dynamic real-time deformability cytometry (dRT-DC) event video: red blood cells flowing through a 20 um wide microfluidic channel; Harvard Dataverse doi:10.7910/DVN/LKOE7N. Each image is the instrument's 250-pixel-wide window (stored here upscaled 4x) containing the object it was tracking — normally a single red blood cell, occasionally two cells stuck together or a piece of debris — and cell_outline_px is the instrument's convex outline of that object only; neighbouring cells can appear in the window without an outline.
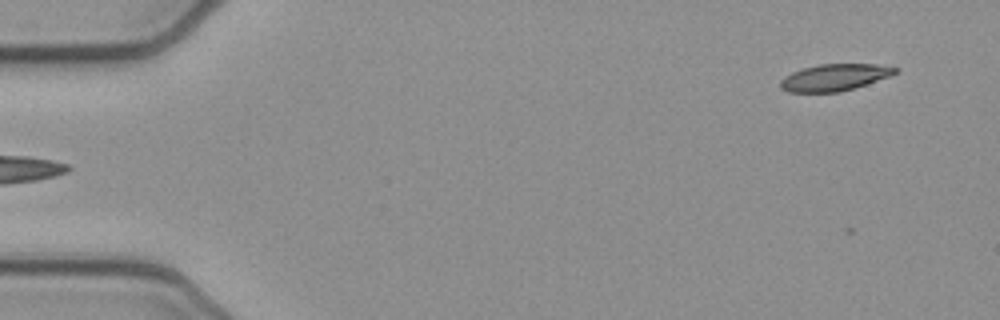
{"species": "common noctule bat (a hibernating species)", "species_latin": "Nyctalus noctula", "temperature_condition": "cold", "stored_images_in_passage": 51, "camera_frame_rate_fps": 3000, "um_per_image_px": 0.085, "animal": {"sex": "female", "body_mass_g": 21.9}, "frame": {"image": 1, "passage_image": 2, "time_ms": 0.333, "image_size_px": [1000, 320], "cell_outline_px": [[900, 68], [896, 72], [888, 76], [840, 92], [788, 92], [780, 88], [780, 80], [784, 76], [792, 72], [804, 68], [820, 64], [876, 64]], "centroid_in_image_um": [70.88, 6.57], "position_along_channel_um": 14.1, "area_um2": 17.63}}
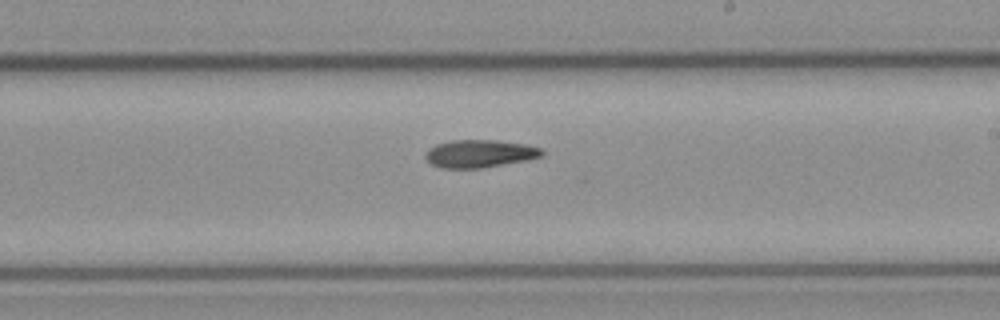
{"frame": {"image": 2, "passage_image": 29, "time_ms": 9.333, "image_size_px": [1000, 320], "cell_outline_px": [[544, 156], [524, 160], [480, 168], [440, 168], [432, 164], [424, 156], [428, 148], [436, 144], [452, 140], [496, 140], [524, 144], [544, 148]], "centroid_in_image_um": [40.77, 13.05], "position_along_channel_um": 248.2, "area_um2": 18.79}}
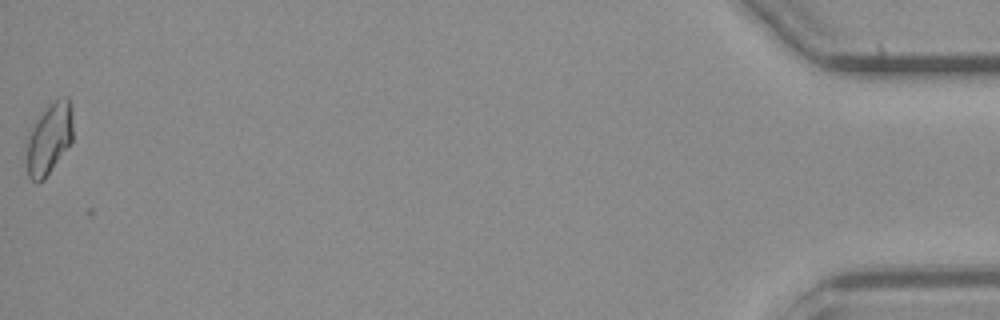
{"frame": {"image": 3, "passage_image": 51, "time_ms": 16.667, "image_size_px": [1000, 320], "cell_outline_px": [[72, 140], [44, 180], [32, 180], [28, 176], [24, 160], [24, 144], [28, 128], [48, 104], [60, 96], [68, 96], [72, 108]], "centroid_in_image_um": [4.1, 11.75], "position_along_channel_um": 431.1, "area_um2": 20.11}, "authors_computed_cell_mechanics": {"area_um2": 18.8428, "velocity_mm_per_s": 3.8808, "shape_relaxation_time_tau1_ms": 7.065, "shape_relaxation_time_tau2_ms": 3.8422, "deformation_change_tau1": 0.1377, "deformation_change_tau2": 0.097}}